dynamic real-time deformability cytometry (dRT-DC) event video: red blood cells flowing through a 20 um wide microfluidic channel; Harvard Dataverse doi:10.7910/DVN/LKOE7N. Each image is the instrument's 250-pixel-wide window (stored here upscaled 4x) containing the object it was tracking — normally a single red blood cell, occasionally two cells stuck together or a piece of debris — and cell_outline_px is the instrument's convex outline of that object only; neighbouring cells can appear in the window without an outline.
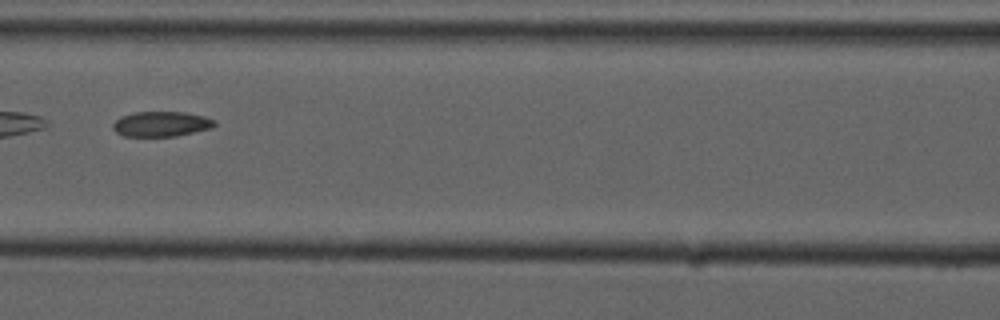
{"species": "common noctule bat (a hibernating species)", "species_latin": "Nyctalus noctula", "temperature_condition": "cold", "stored_images_in_passage": 7, "camera_frame_rate_fps": 3000, "um_per_image_px": 0.085, "animal": {"sex": "male", "forearm_length_mm": 52.5}, "frame": {"image": 1, "passage_image": 7, "time_ms": 7.0, "image_size_px": [1000, 320], "cell_outline_px": [[216, 124], [212, 128], [176, 136], [124, 136], [116, 132], [112, 128], [112, 124], [120, 116], [136, 112], [184, 112], [204, 116], [216, 120]], "centroid_in_image_um": [13.71, 10.54], "position_along_channel_um": 152.9, "area_um2": 14.91}}